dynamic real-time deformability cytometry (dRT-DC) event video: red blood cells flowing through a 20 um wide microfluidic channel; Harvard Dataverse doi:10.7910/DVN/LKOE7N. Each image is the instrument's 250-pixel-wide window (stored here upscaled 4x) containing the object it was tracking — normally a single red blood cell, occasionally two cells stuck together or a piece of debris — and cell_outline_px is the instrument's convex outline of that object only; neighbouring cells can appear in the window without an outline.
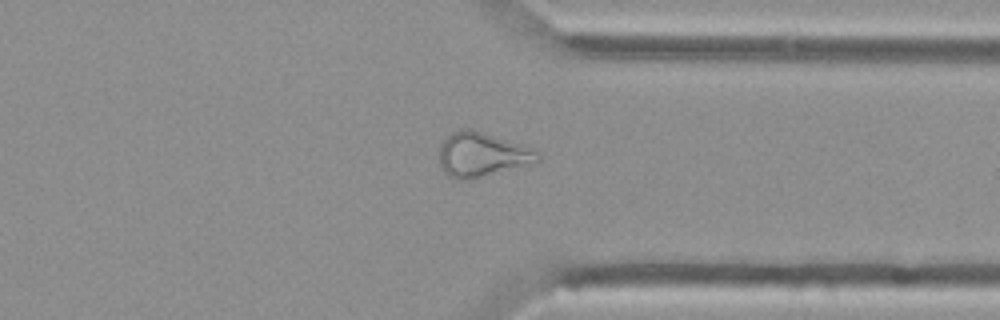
{"species": "Egyptian fruit bat (a non-hibernating species)", "species_latin": "Rousettus aegyptiacus", "temperature_condition": "cold", "stored_images_in_passage": 53, "camera_frame_rate_fps": 3000, "um_per_image_px": 0.085, "animal": {"sex": "female"}, "frame": {"image": 1, "passage_image": 41, "time_ms": 13.333, "image_size_px": [1000, 320], "cell_outline_px": [[540, 160], [536, 164], [468, 180], [456, 180], [448, 176], [444, 172], [440, 164], [440, 144], [452, 132], [460, 128], [468, 128], [536, 148], [540, 152]], "centroid_in_image_um": [41.03, 13.16], "position_along_channel_um": 370.4, "area_um2": 25.95}}
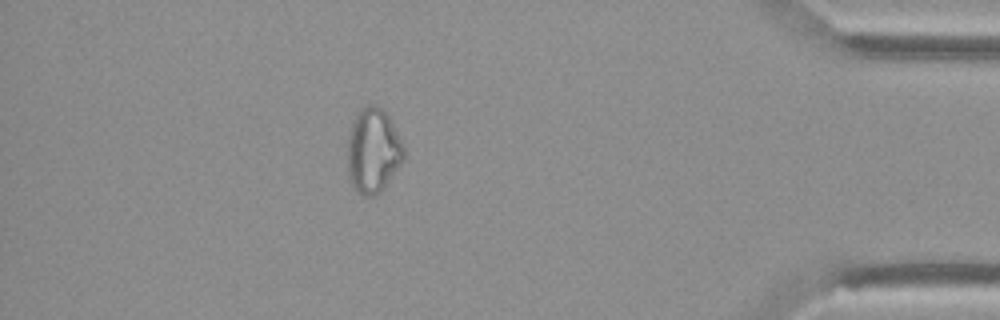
{"frame": {"image": 2, "passage_image": 47, "time_ms": 15.333, "image_size_px": [1000, 320], "cell_outline_px": [[404, 160], [380, 192], [376, 196], [368, 196], [360, 192], [352, 184], [348, 176], [348, 136], [356, 112], [360, 108], [368, 104], [376, 104], [388, 116], [404, 148]], "centroid_in_image_um": [31.7, 12.79], "position_along_channel_um": 403.5, "area_um2": 27.46}, "authors_computed_cell_mechanics": {"area_um2": 27.166, "velocity_mm_per_s": 3.791, "shape_relaxation_time_tau1_ms": null, "shape_relaxation_time_tau2_ms": 4.2221, "deformation_change_tau1": null, "deformation_change_tau2": 0.1517}}